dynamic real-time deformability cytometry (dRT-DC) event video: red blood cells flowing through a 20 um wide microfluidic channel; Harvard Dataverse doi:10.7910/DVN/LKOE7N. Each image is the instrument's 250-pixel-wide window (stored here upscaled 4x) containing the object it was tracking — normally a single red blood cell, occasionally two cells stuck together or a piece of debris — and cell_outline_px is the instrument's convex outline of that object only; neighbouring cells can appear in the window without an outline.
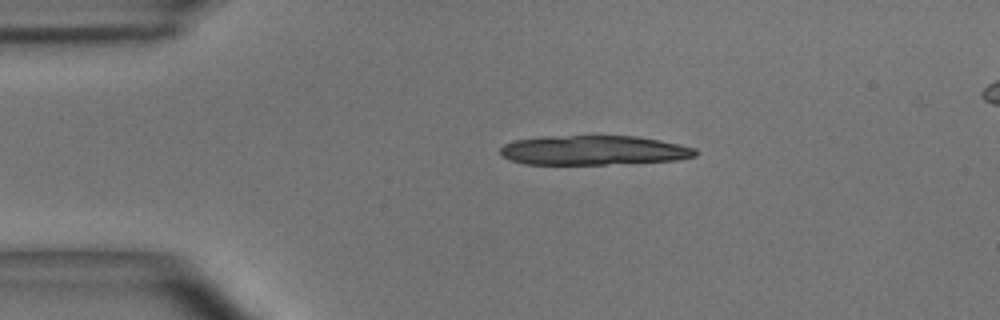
{"species": "common noctule bat (a hibernating species)", "species_latin": "Nyctalus noctula", "temperature_condition": "room temperature", "stored_images_in_passage": 14, "camera_frame_rate_fps": 3000, "um_per_image_px": 0.085, "animal": {"sex": "male", "body_mass_g": 15.6}, "frame": {"image": 1, "passage_image": 2, "time_ms": 0.333, "image_size_px": [1000, 320], "cell_outline_px": [[700, 152], [696, 156], [676, 160], [604, 164], [524, 164], [512, 160], [504, 156], [500, 152], [500, 148], [504, 144], [512, 140], [544, 136], [636, 136], [660, 140], [696, 148]], "centroid_in_image_um": [50.46, 12.76], "position_along_channel_um": 34.5, "area_um2": 33.52}}
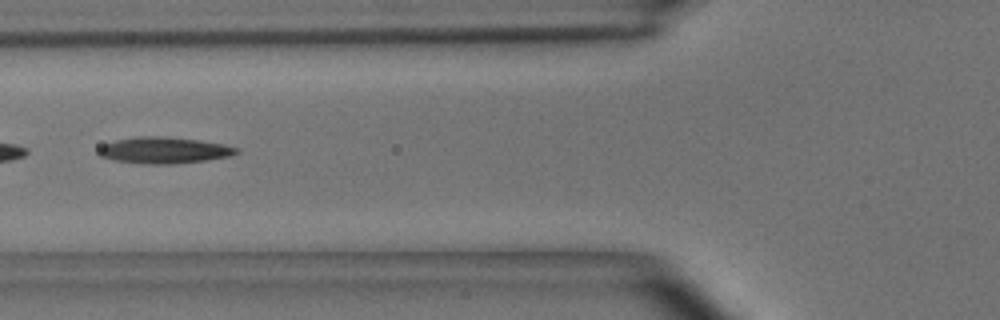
{"frame": {"image": 2, "passage_image": 12, "time_ms": 3.667, "image_size_px": [1000, 320], "cell_outline_px": [[240, 152], [228, 156], [204, 160], [172, 164], [148, 164], [116, 160], [100, 156], [96, 152], [96, 148], [104, 144], [116, 140], [136, 136], [160, 136], [200, 140], [224, 144], [240, 148]], "centroid_in_image_um": [13.92, 12.76], "position_along_channel_um": 111.9, "area_um2": 21.15}}